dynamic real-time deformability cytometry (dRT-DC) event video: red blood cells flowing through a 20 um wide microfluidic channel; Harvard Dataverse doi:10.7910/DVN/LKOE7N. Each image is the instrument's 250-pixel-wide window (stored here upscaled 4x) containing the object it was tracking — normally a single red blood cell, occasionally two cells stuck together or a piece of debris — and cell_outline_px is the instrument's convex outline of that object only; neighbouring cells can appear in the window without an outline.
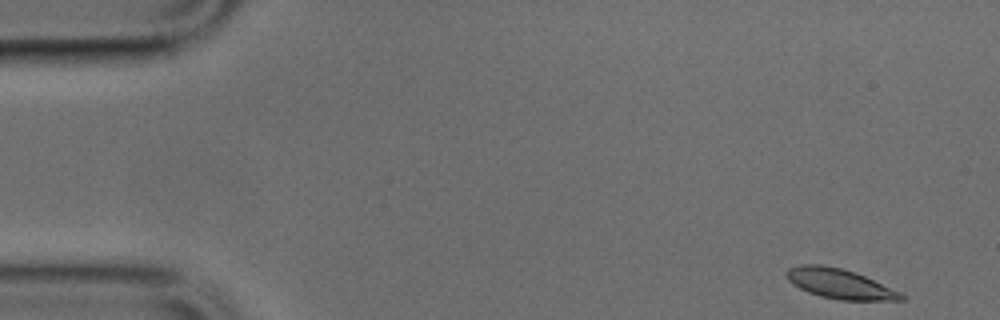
{"species": "common noctule bat (a hibernating species)", "species_latin": "Nyctalus noctula", "temperature_condition": "cold", "stored_images_in_passage": 22, "camera_frame_rate_fps": 3000, "um_per_image_px": 0.085, "animal": {"sex": "male", "body_mass_g": 17.9, "forearm_length_mm": 54.2}, "frame": {"image": 1, "passage_image": 1, "time_ms": 0.0, "image_size_px": [1000, 320], "cell_outline_px": [[908, 296], [904, 300], [840, 300], [820, 296], [808, 292], [792, 284], [784, 276], [784, 272], [788, 268], [800, 264], [820, 264], [840, 268], [856, 272], [900, 292]], "centroid_in_image_um": [71.34, 24.11], "position_along_channel_um": 13.7, "area_um2": 20.06}}
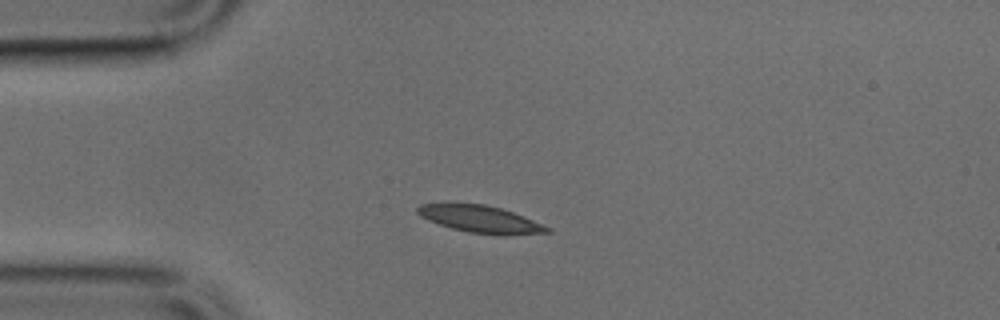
{"frame": {"image": 2, "passage_image": 10, "time_ms": 3.0, "image_size_px": [1000, 320], "cell_outline_px": [[552, 232], [504, 236], [468, 232], [452, 228], [428, 220], [420, 216], [416, 212], [416, 208], [420, 204], [484, 204], [500, 208], [524, 216], [552, 228]], "centroid_in_image_um": [40.89, 18.65], "position_along_channel_um": 44.1, "area_um2": 20.46}}
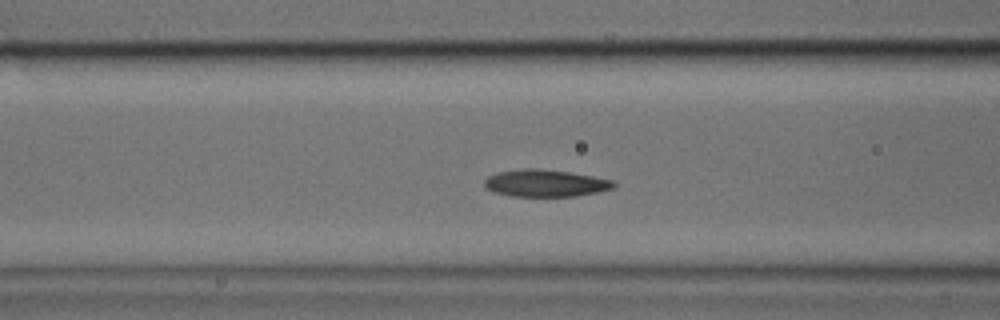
{"frame": {"image": 3, "passage_image": 17, "time_ms": 5.333, "image_size_px": [1000, 320], "cell_outline_px": [[616, 184], [612, 188], [596, 192], [576, 196], [508, 196], [492, 192], [484, 188], [484, 180], [488, 176], [496, 172], [524, 168], [536, 168], [568, 172], [592, 176], [612, 180]], "centroid_in_image_um": [46.27, 15.57], "position_along_channel_um": 120.3, "area_um2": 20.46}}